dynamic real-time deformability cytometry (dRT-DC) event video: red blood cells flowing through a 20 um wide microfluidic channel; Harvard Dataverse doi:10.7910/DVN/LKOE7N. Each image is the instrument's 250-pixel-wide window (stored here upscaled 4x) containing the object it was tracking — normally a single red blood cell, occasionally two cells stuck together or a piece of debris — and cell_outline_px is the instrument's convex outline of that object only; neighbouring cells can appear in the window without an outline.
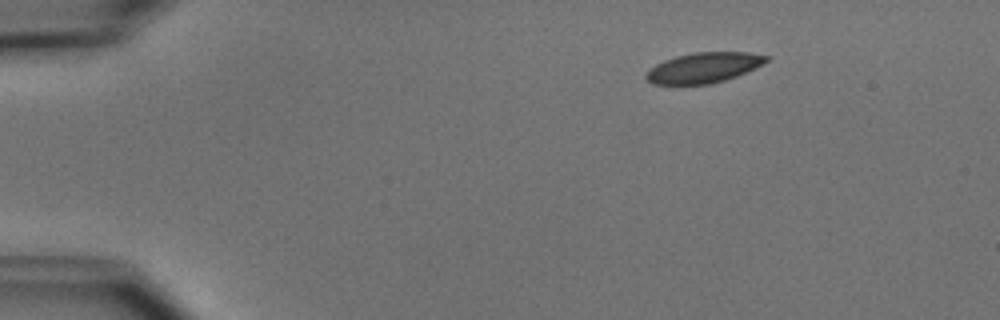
{"species": "common noctule bat (a hibernating species)", "species_latin": "Nyctalus noctula", "temperature_condition": "cold", "stored_images_in_passage": 4, "camera_frame_rate_fps": 3000, "um_per_image_px": 0.085, "animal": {"sex": "male", "body_mass_g": 15.6}, "frame": {"image": 1, "passage_image": 1, "time_ms": 0.0, "image_size_px": [1000, 320], "cell_outline_px": [[768, 60], [736, 76], [724, 80], [708, 84], [652, 84], [644, 76], [648, 68], [664, 60], [676, 56], [696, 52], [748, 52], [768, 56]], "centroid_in_image_um": [59.74, 5.75], "position_along_channel_um": 25.3, "area_um2": 20.92}}
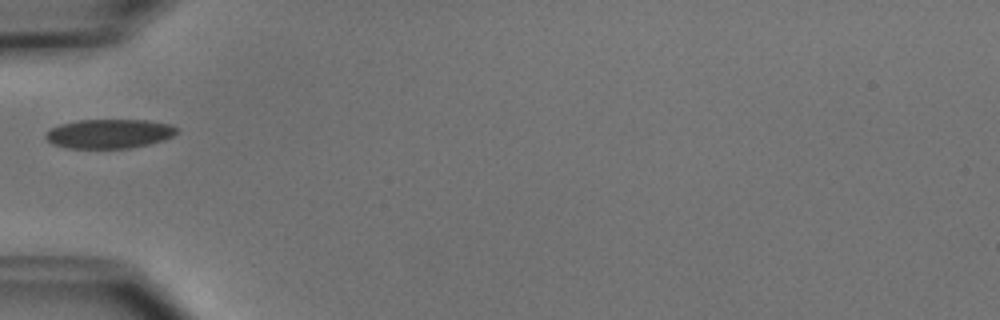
{"frame": {"image": 2, "passage_image": 4, "time_ms": 3.333, "image_size_px": [1000, 320], "cell_outline_px": [[180, 128], [172, 136], [164, 140], [148, 144], [128, 148], [64, 148], [52, 144], [44, 136], [44, 132], [60, 124], [76, 120], [148, 120], [168, 124]], "centroid_in_image_um": [9.25, 11.36], "position_along_channel_um": 75.8, "area_um2": 22.43}}